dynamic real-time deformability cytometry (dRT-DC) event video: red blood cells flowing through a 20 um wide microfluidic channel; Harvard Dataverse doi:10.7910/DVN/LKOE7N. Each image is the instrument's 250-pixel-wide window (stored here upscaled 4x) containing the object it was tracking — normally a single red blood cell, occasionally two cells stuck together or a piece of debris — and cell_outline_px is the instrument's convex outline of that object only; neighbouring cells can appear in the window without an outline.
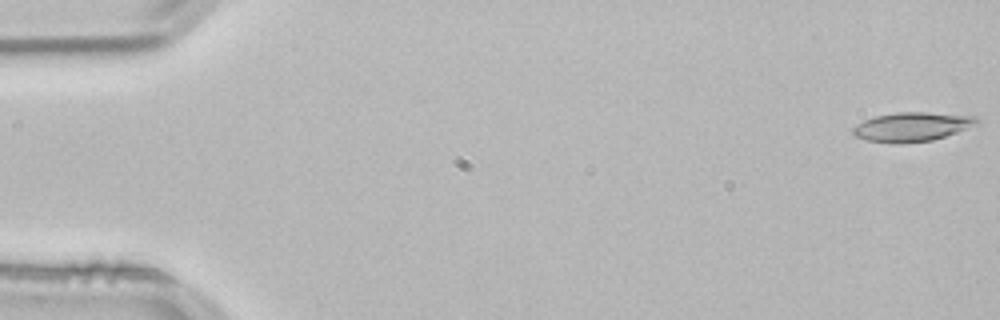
{"species": "common noctule bat (a hibernating species)", "species_latin": "Nyctalus noctula", "temperature_condition": "room temperature", "stored_images_in_passage": 33, "camera_frame_rate_fps": 3000, "um_per_image_px": 0.085, "animal": {"sex": "male", "body_mass_g": 21.5, "forearm_length_mm": 52.0}, "frame": {"image": 1, "passage_image": 1, "time_ms": 0.0, "image_size_px": [1000, 320], "cell_outline_px": [[980, 124], [932, 140], [900, 144], [892, 144], [868, 140], [856, 136], [852, 132], [852, 128], [856, 124], [864, 120], [876, 116], [896, 112], [924, 112], [976, 116], [980, 120]], "centroid_in_image_um": [77.53, 10.78], "position_along_channel_um": 7.5, "area_um2": 21.1}}
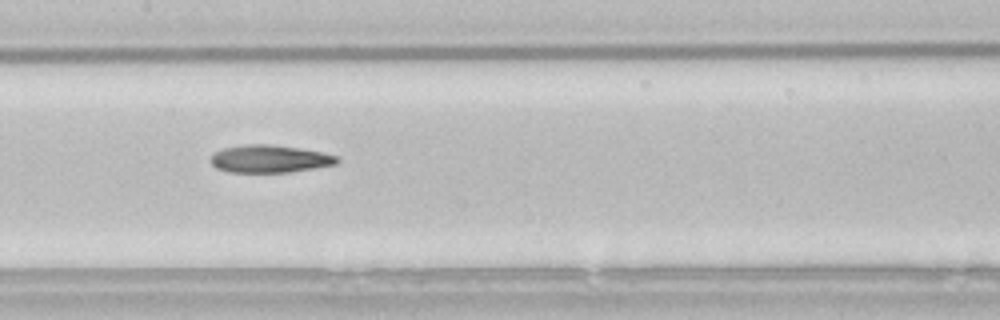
{"frame": {"image": 2, "passage_image": 26, "time_ms": 8.333, "image_size_px": [1000, 320], "cell_outline_px": [[340, 160], [336, 164], [288, 172], [228, 172], [216, 168], [208, 160], [216, 152], [224, 148], [248, 144], [268, 144], [300, 148], [324, 152], [336, 156]], "centroid_in_image_um": [22.91, 13.5], "position_along_channel_um": 184.5, "area_um2": 20.23}}
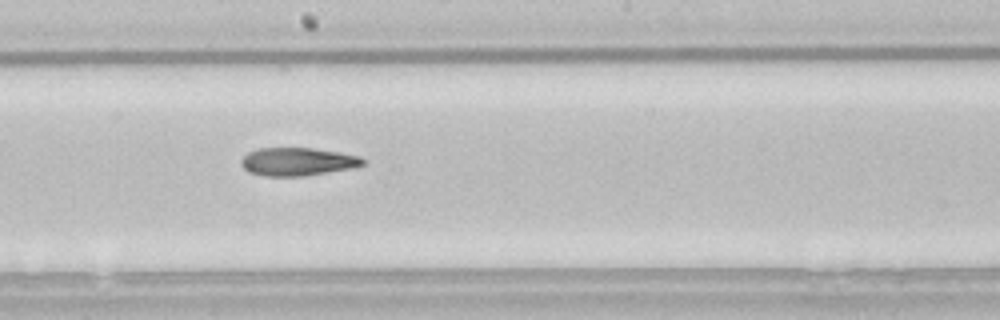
{"frame": {"image": 3, "passage_image": 29, "time_ms": 9.333, "image_size_px": [1000, 320], "cell_outline_px": [[364, 164], [352, 168], [304, 176], [264, 176], [248, 172], [240, 164], [240, 160], [248, 152], [260, 148], [312, 148], [340, 152], [360, 156], [364, 160]], "centroid_in_image_um": [25.27, 13.74], "position_along_channel_um": 222.9, "area_um2": 19.94}}